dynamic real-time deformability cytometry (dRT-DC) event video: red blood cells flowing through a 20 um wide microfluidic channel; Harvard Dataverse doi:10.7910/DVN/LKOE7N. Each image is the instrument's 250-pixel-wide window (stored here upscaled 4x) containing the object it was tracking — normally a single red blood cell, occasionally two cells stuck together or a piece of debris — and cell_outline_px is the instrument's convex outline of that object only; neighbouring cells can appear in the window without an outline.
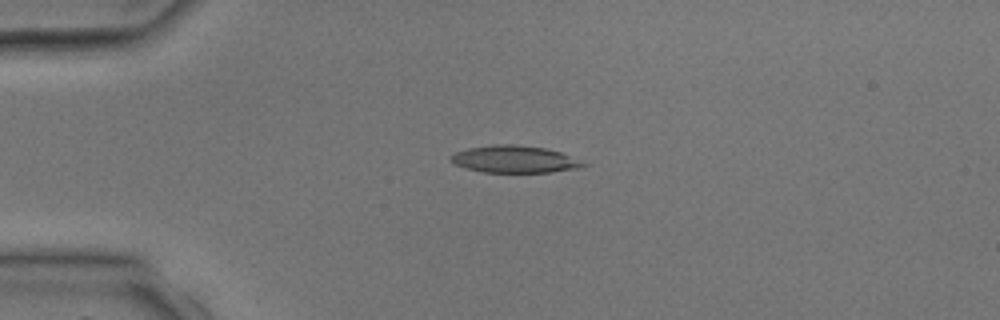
{"species": "common noctule bat (a hibernating species)", "species_latin": "Nyctalus noctula", "temperature_condition": "room temperature", "stored_images_in_passage": 4, "camera_frame_rate_fps": 3000, "um_per_image_px": 0.085, "animal": {"sex": "male", "body_mass_g": 17.9, "forearm_length_mm": 54.2}, "frame": {"image": 1, "passage_image": 3, "time_ms": 2.667, "image_size_px": [1000, 320], "cell_outline_px": [[588, 164], [580, 168], [552, 172], [484, 172], [468, 168], [456, 164], [452, 160], [452, 156], [456, 152], [468, 148], [496, 144], [516, 144], [544, 148], [560, 152]], "centroid_in_image_um": [43.78, 13.53], "position_along_channel_um": 41.2, "area_um2": 20.58}}